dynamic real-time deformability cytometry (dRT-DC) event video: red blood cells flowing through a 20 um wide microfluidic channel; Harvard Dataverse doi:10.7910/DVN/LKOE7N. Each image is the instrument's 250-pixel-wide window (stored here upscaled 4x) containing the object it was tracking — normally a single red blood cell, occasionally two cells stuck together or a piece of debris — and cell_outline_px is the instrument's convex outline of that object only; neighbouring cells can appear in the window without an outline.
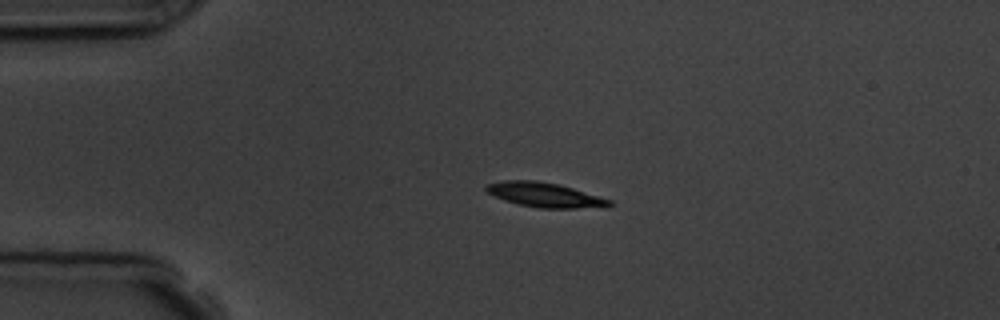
{"species": "common noctule bat (a hibernating species)", "species_latin": "Nyctalus noctula", "temperature_condition": "room temperature", "stored_images_in_passage": 3, "camera_frame_rate_fps": 3000, "um_per_image_px": 0.085, "animal": {"sex": "male", "body_mass_g": 19.5, "forearm_length_mm": 54.6}, "frame": {"image": 1, "passage_image": 2, "time_ms": 1.333, "image_size_px": [1000, 320], "cell_outline_px": [[612, 204], [608, 208], [540, 208], [520, 204], [504, 200], [488, 192], [484, 188], [484, 184], [504, 180], [536, 180], [560, 184], [612, 200]], "centroid_in_image_um": [46.35, 16.56], "position_along_channel_um": 38.7, "area_um2": 17.8}}